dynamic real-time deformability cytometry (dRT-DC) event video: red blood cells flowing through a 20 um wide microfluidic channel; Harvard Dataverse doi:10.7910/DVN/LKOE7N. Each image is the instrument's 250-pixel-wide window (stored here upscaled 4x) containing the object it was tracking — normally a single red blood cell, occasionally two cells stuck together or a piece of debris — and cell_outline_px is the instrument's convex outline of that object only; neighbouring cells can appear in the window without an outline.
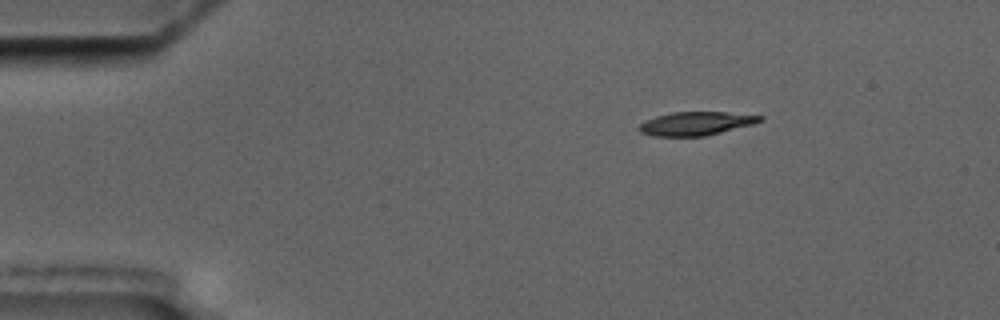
{"species": "common noctule bat (a hibernating species)", "species_latin": "Nyctalus noctula", "temperature_condition": "cold", "stored_images_in_passage": 12, "camera_frame_rate_fps": 3000, "um_per_image_px": 0.085, "animal": {"sex": "male", "body_mass_g": 17.5, "forearm_length_mm": 52.3}, "frame": {"image": 1, "passage_image": 1, "time_ms": 0.0, "image_size_px": [1000, 320], "cell_outline_px": [[764, 120], [752, 124], [704, 136], [652, 136], [640, 132], [636, 128], [640, 124], [656, 116], [672, 112], [724, 112], [764, 116]], "centroid_in_image_um": [59.13, 10.5], "position_along_channel_um": 25.9, "area_um2": 16.42}}
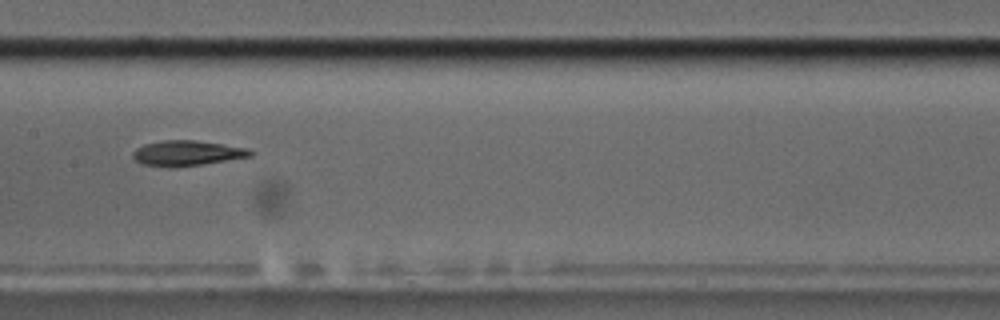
{"frame": {"image": 2, "passage_image": 6, "time_ms": 6.667, "image_size_px": [1000, 320], "cell_outline_px": [[252, 156], [204, 164], [176, 168], [168, 168], [140, 164], [132, 156], [132, 152], [136, 148], [144, 144], [164, 140], [196, 140], [248, 148], [252, 152]], "centroid_in_image_um": [15.85, 13.03], "position_along_channel_um": 191.5, "area_um2": 17.51}}
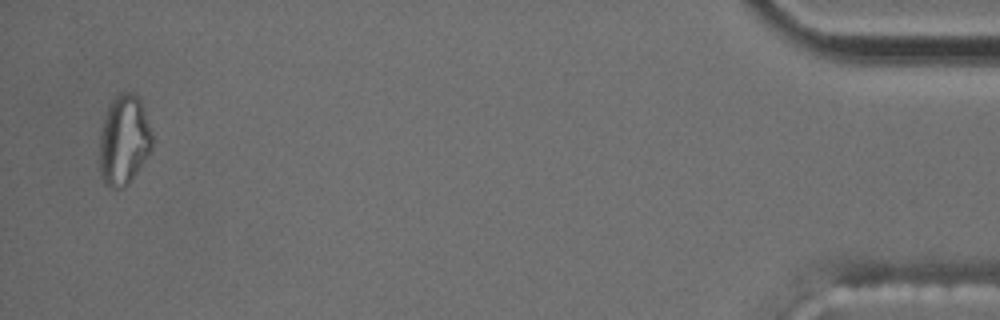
{"frame": {"image": 3, "passage_image": 12, "time_ms": 15.667, "image_size_px": [1000, 320], "cell_outline_px": [[152, 152], [128, 184], [124, 188], [112, 188], [104, 184], [100, 176], [100, 132], [104, 116], [108, 104], [112, 96], [120, 92], [132, 92], [140, 100], [152, 132]], "centroid_in_image_um": [10.53, 11.91], "position_along_channel_um": 424.7, "area_um2": 28.09}}